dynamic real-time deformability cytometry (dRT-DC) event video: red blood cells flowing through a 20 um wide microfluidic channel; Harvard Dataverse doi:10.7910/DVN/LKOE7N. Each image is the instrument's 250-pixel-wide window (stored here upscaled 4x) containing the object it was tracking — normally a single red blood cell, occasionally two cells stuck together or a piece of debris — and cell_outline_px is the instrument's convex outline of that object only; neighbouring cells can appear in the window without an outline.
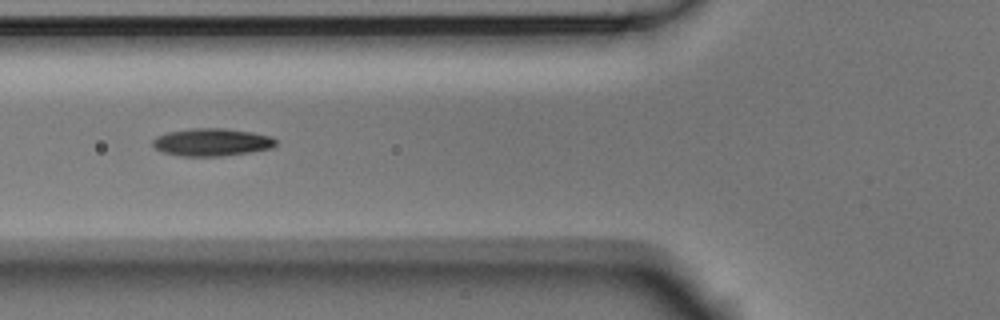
{"species": "Egyptian fruit bat (a non-hibernating species)", "species_latin": "Rousettus aegyptiacus", "temperature_condition": "room temperature", "stored_images_in_passage": 11, "camera_frame_rate_fps": 3000, "um_per_image_px": 0.085, "animal": {"sex": "male"}, "frame": {"image": 1, "passage_image": 7, "time_ms": 2.0, "image_size_px": [1000, 320], "cell_outline_px": [[276, 144], [272, 148], [224, 156], [180, 156], [164, 152], [156, 148], [152, 144], [152, 140], [156, 136], [168, 132], [192, 128], [224, 128], [252, 132], [272, 136], [276, 140]], "centroid_in_image_um": [18.01, 12.08], "position_along_channel_um": 107.8, "area_um2": 19.83}}